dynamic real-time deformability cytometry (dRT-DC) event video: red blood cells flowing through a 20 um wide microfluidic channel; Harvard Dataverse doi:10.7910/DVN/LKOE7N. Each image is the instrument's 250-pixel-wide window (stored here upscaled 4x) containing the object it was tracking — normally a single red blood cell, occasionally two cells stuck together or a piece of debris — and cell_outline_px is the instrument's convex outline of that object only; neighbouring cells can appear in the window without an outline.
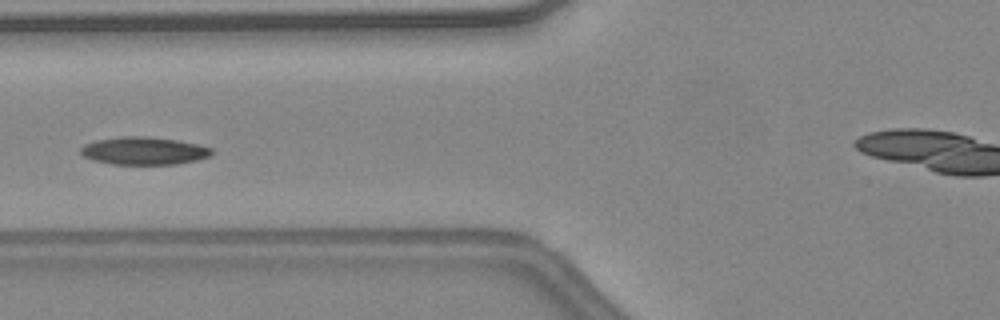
{"species": "common noctule bat (a hibernating species)", "species_latin": "Nyctalus noctula", "temperature_condition": "warm", "stored_images_in_passage": 49, "camera_frame_rate_fps": 3000, "um_per_image_px": 0.085, "animal": {"sex": "female", "body_mass_g": 24.6, "forearm_length_mm": 56.2}, "frame": {"image": 1, "passage_image": 22, "time_ms": 7.0, "image_size_px": [1000, 320], "cell_outline_px": [[212, 152], [208, 156], [196, 160], [176, 164], [112, 164], [92, 160], [84, 156], [80, 152], [80, 148], [84, 144], [96, 140], [120, 136], [148, 136], [176, 140], [196, 144], [212, 148]], "centroid_in_image_um": [12.18, 12.81], "position_along_channel_um": 113.6, "area_um2": 21.1}, "authors_computed_cell_mechanics": {"area_um2": 20.6346, "velocity_mm_per_s": 4.5097, "shape_relaxation_time_tau1_ms": 5.2578, "shape_relaxation_time_tau2_ms": 6.3051, "deformation_change_tau1": 0.1291, "deformation_change_tau2": 0.1419}}